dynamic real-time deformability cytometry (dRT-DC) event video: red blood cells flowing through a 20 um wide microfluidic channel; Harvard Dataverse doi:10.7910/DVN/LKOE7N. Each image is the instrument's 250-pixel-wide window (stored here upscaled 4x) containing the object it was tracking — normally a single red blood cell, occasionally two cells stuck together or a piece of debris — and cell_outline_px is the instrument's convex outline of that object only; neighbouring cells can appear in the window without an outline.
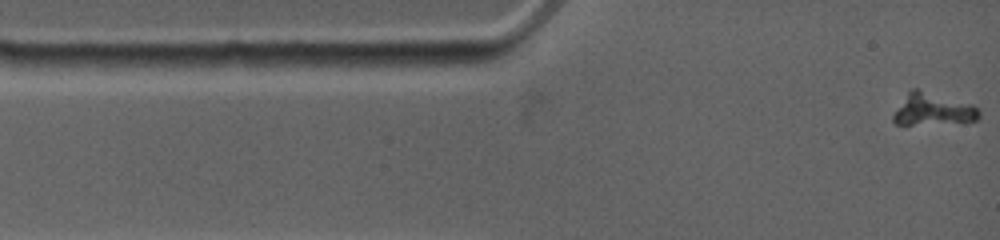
{"species": "common noctule bat (a hibernating species)", "species_latin": "Nyctalus noctula", "temperature_condition": "warm", "stored_images_in_passage": 50, "camera_frame_rate_fps": 4500, "um_per_image_px": 0.085, "animal": {"sex": "female", "body_mass_g": 19.0, "forearm_length_mm": 53.3}, "frame": {"image": 1, "passage_image": 1, "time_ms": 0.0, "image_size_px": [1000, 240], "cell_outline_px": [[980, 116], [976, 120], [912, 124], [896, 124], [892, 120], [892, 116], [908, 92], [912, 88], [916, 88], [972, 104], [980, 112]], "centroid_in_image_um": [79.27, 9.27], "position_along_channel_um": 5.7, "area_um2": 15.43}}
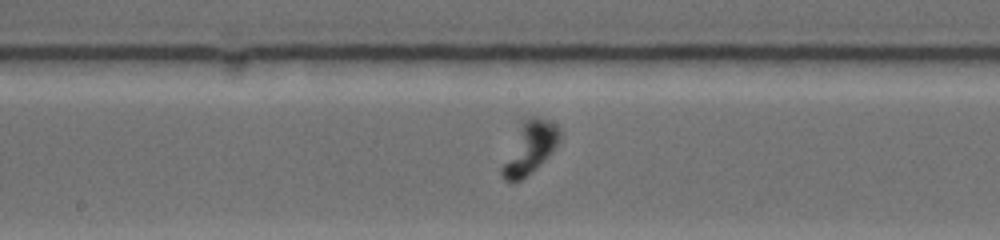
{"frame": {"image": 2, "passage_image": 20, "time_ms": 6.667, "image_size_px": [1000, 240], "cell_outline_px": [[560, 140], [552, 152], [540, 164], [520, 180], [504, 180], [500, 172], [500, 168], [524, 120], [528, 116], [536, 116], [548, 120], [556, 124], [560, 128]], "centroid_in_image_um": [45.06, 12.54], "position_along_channel_um": 203.1, "area_um2": 16.88}}
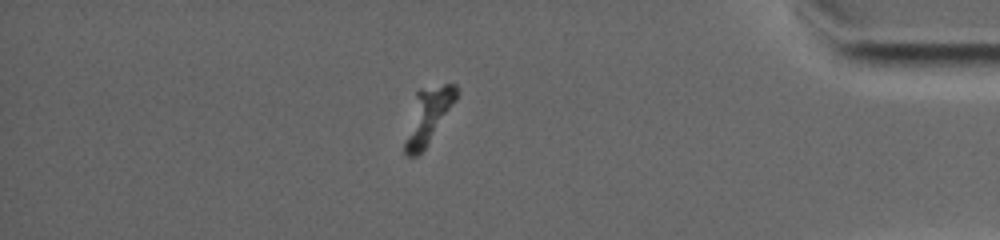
{"frame": {"image": 3, "passage_image": 39, "time_ms": 13.111, "image_size_px": [1000, 240], "cell_outline_px": [[460, 92], [456, 100], [424, 148], [416, 156], [408, 156], [404, 152], [404, 140], [416, 92], [420, 88], [444, 84], [456, 84]], "centroid_in_image_um": [36.39, 9.8], "position_along_channel_um": 398.8, "area_um2": 16.3}}